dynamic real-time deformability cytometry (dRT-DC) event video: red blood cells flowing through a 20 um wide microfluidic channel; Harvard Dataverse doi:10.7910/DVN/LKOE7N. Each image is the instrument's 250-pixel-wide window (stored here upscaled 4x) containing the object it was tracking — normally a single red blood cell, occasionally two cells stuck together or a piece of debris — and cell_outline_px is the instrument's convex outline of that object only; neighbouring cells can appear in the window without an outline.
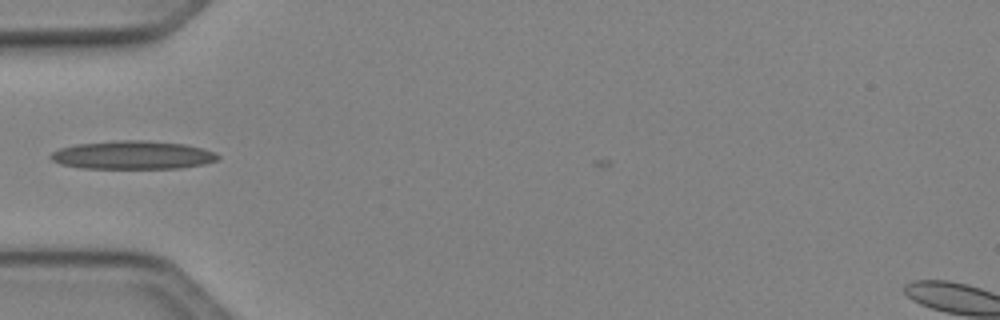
{"species": "Egyptian fruit bat (a non-hibernating species)", "species_latin": "Rousettus aegyptiacus", "temperature_condition": "cold", "stored_images_in_passage": 31, "camera_frame_rate_fps": 3000, "um_per_image_px": 0.085, "animal": {"sex": "female"}, "frame": {"image": 1, "passage_image": 2, "time_ms": 0.333, "image_size_px": [1000, 320], "cell_outline_px": [[220, 156], [216, 160], [204, 164], [180, 168], [80, 168], [60, 164], [52, 160], [48, 156], [52, 152], [60, 148], [76, 144], [120, 140], [144, 140], [184, 144], [200, 148], [212, 152]], "centroid_in_image_um": [11.23, 13.18], "position_along_channel_um": 73.8, "area_um2": 27.46}}
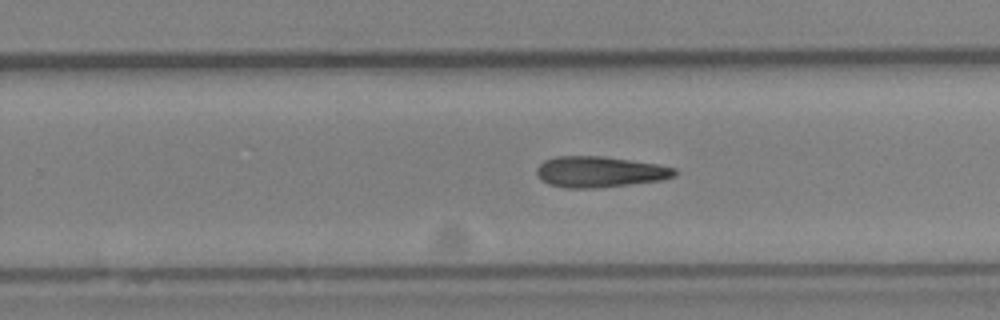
{"frame": {"image": 2, "passage_image": 17, "time_ms": 5.333, "image_size_px": [1000, 320], "cell_outline_px": [[676, 176], [660, 180], [596, 188], [564, 188], [548, 184], [540, 180], [536, 172], [536, 168], [544, 160], [556, 156], [604, 156], [656, 164], [676, 168]], "centroid_in_image_um": [50.92, 14.6], "position_along_channel_um": 278.9, "area_um2": 24.85}}
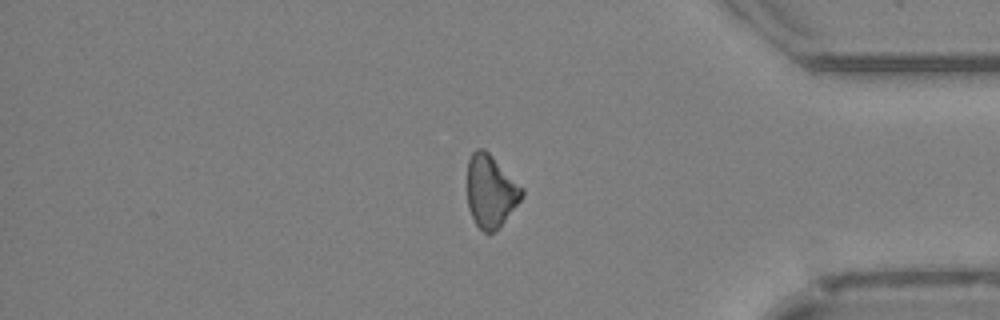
{"frame": {"image": 3, "passage_image": 27, "time_ms": 8.667, "image_size_px": [1000, 320], "cell_outline_px": [[524, 196], [504, 220], [492, 232], [484, 232], [476, 224], [468, 208], [468, 160], [472, 152], [476, 148], [484, 148], [524, 188]], "centroid_in_image_um": [41.71, 16.21], "position_along_channel_um": 393.5, "area_um2": 22.77}}